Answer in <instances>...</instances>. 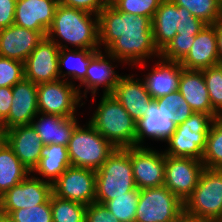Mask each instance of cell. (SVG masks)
I'll return each mask as SVG.
<instances>
[{
  "mask_svg": "<svg viewBox=\"0 0 222 222\" xmlns=\"http://www.w3.org/2000/svg\"><path fill=\"white\" fill-rule=\"evenodd\" d=\"M98 31L100 50L103 45L118 63L142 69L148 59L160 57L148 17L122 13L110 3L98 14Z\"/></svg>",
  "mask_w": 222,
  "mask_h": 222,
  "instance_id": "obj_1",
  "label": "cell"
},
{
  "mask_svg": "<svg viewBox=\"0 0 222 222\" xmlns=\"http://www.w3.org/2000/svg\"><path fill=\"white\" fill-rule=\"evenodd\" d=\"M46 37L60 49L100 50L98 15L59 4Z\"/></svg>",
  "mask_w": 222,
  "mask_h": 222,
  "instance_id": "obj_2",
  "label": "cell"
},
{
  "mask_svg": "<svg viewBox=\"0 0 222 222\" xmlns=\"http://www.w3.org/2000/svg\"><path fill=\"white\" fill-rule=\"evenodd\" d=\"M115 148L135 146L136 122L112 94H103L88 121Z\"/></svg>",
  "mask_w": 222,
  "mask_h": 222,
  "instance_id": "obj_3",
  "label": "cell"
},
{
  "mask_svg": "<svg viewBox=\"0 0 222 222\" xmlns=\"http://www.w3.org/2000/svg\"><path fill=\"white\" fill-rule=\"evenodd\" d=\"M135 188L129 148H116L96 171L95 202L104 204Z\"/></svg>",
  "mask_w": 222,
  "mask_h": 222,
  "instance_id": "obj_4",
  "label": "cell"
},
{
  "mask_svg": "<svg viewBox=\"0 0 222 222\" xmlns=\"http://www.w3.org/2000/svg\"><path fill=\"white\" fill-rule=\"evenodd\" d=\"M67 149L71 166L95 171L116 150L89 122L75 128Z\"/></svg>",
  "mask_w": 222,
  "mask_h": 222,
  "instance_id": "obj_5",
  "label": "cell"
},
{
  "mask_svg": "<svg viewBox=\"0 0 222 222\" xmlns=\"http://www.w3.org/2000/svg\"><path fill=\"white\" fill-rule=\"evenodd\" d=\"M213 119L209 114L194 112L187 120L177 125L175 132L166 141L168 147L164 149V154L201 161Z\"/></svg>",
  "mask_w": 222,
  "mask_h": 222,
  "instance_id": "obj_6",
  "label": "cell"
},
{
  "mask_svg": "<svg viewBox=\"0 0 222 222\" xmlns=\"http://www.w3.org/2000/svg\"><path fill=\"white\" fill-rule=\"evenodd\" d=\"M184 212L197 219L222 216V169H203L197 186L184 203Z\"/></svg>",
  "mask_w": 222,
  "mask_h": 222,
  "instance_id": "obj_7",
  "label": "cell"
},
{
  "mask_svg": "<svg viewBox=\"0 0 222 222\" xmlns=\"http://www.w3.org/2000/svg\"><path fill=\"white\" fill-rule=\"evenodd\" d=\"M184 212V203L165 186L140 190L135 222H167Z\"/></svg>",
  "mask_w": 222,
  "mask_h": 222,
  "instance_id": "obj_8",
  "label": "cell"
},
{
  "mask_svg": "<svg viewBox=\"0 0 222 222\" xmlns=\"http://www.w3.org/2000/svg\"><path fill=\"white\" fill-rule=\"evenodd\" d=\"M39 113L75 117L76 108L84 105L77 86L66 80H56L37 85ZM81 104V105H80ZM79 105V106H78Z\"/></svg>",
  "mask_w": 222,
  "mask_h": 222,
  "instance_id": "obj_9",
  "label": "cell"
},
{
  "mask_svg": "<svg viewBox=\"0 0 222 222\" xmlns=\"http://www.w3.org/2000/svg\"><path fill=\"white\" fill-rule=\"evenodd\" d=\"M52 193L51 183L30 173L0 197V216L7 218L15 210L44 204L50 199Z\"/></svg>",
  "mask_w": 222,
  "mask_h": 222,
  "instance_id": "obj_10",
  "label": "cell"
},
{
  "mask_svg": "<svg viewBox=\"0 0 222 222\" xmlns=\"http://www.w3.org/2000/svg\"><path fill=\"white\" fill-rule=\"evenodd\" d=\"M154 147H129V156L136 187L145 188L164 186L165 182V154L163 151L153 150Z\"/></svg>",
  "mask_w": 222,
  "mask_h": 222,
  "instance_id": "obj_11",
  "label": "cell"
},
{
  "mask_svg": "<svg viewBox=\"0 0 222 222\" xmlns=\"http://www.w3.org/2000/svg\"><path fill=\"white\" fill-rule=\"evenodd\" d=\"M203 169L204 165L198 159L165 155L164 186L185 203L197 186Z\"/></svg>",
  "mask_w": 222,
  "mask_h": 222,
  "instance_id": "obj_12",
  "label": "cell"
},
{
  "mask_svg": "<svg viewBox=\"0 0 222 222\" xmlns=\"http://www.w3.org/2000/svg\"><path fill=\"white\" fill-rule=\"evenodd\" d=\"M52 192L59 198L90 205L95 202L96 171L69 166L53 183Z\"/></svg>",
  "mask_w": 222,
  "mask_h": 222,
  "instance_id": "obj_13",
  "label": "cell"
},
{
  "mask_svg": "<svg viewBox=\"0 0 222 222\" xmlns=\"http://www.w3.org/2000/svg\"><path fill=\"white\" fill-rule=\"evenodd\" d=\"M58 45L44 37L24 62V77L33 83L41 84L60 79Z\"/></svg>",
  "mask_w": 222,
  "mask_h": 222,
  "instance_id": "obj_14",
  "label": "cell"
},
{
  "mask_svg": "<svg viewBox=\"0 0 222 222\" xmlns=\"http://www.w3.org/2000/svg\"><path fill=\"white\" fill-rule=\"evenodd\" d=\"M12 97L9 114L0 123L1 132L16 126L31 125L39 113L36 83L23 78L12 87Z\"/></svg>",
  "mask_w": 222,
  "mask_h": 222,
  "instance_id": "obj_15",
  "label": "cell"
},
{
  "mask_svg": "<svg viewBox=\"0 0 222 222\" xmlns=\"http://www.w3.org/2000/svg\"><path fill=\"white\" fill-rule=\"evenodd\" d=\"M102 53V50H99L90 59L86 76L79 85H77L79 95L82 99L87 98V93H92V103L95 101V95L98 93L99 87L103 86V94H111L121 76L114 69L116 65L114 66L112 64V62L118 60L114 56L109 55L106 51ZM82 86L85 87L84 91H82L83 94L80 90Z\"/></svg>",
  "mask_w": 222,
  "mask_h": 222,
  "instance_id": "obj_16",
  "label": "cell"
},
{
  "mask_svg": "<svg viewBox=\"0 0 222 222\" xmlns=\"http://www.w3.org/2000/svg\"><path fill=\"white\" fill-rule=\"evenodd\" d=\"M2 139L14 151L21 163L32 172L41 158L44 146L32 125L16 126L2 132Z\"/></svg>",
  "mask_w": 222,
  "mask_h": 222,
  "instance_id": "obj_17",
  "label": "cell"
},
{
  "mask_svg": "<svg viewBox=\"0 0 222 222\" xmlns=\"http://www.w3.org/2000/svg\"><path fill=\"white\" fill-rule=\"evenodd\" d=\"M42 31H34L12 24L0 29V57L25 62L26 58L46 37Z\"/></svg>",
  "mask_w": 222,
  "mask_h": 222,
  "instance_id": "obj_18",
  "label": "cell"
},
{
  "mask_svg": "<svg viewBox=\"0 0 222 222\" xmlns=\"http://www.w3.org/2000/svg\"><path fill=\"white\" fill-rule=\"evenodd\" d=\"M134 75L122 76L121 74L111 94L122 104L133 120L138 122L154 99L146 90L142 79L134 78Z\"/></svg>",
  "mask_w": 222,
  "mask_h": 222,
  "instance_id": "obj_19",
  "label": "cell"
},
{
  "mask_svg": "<svg viewBox=\"0 0 222 222\" xmlns=\"http://www.w3.org/2000/svg\"><path fill=\"white\" fill-rule=\"evenodd\" d=\"M58 5L56 0H17L14 24L47 34Z\"/></svg>",
  "mask_w": 222,
  "mask_h": 222,
  "instance_id": "obj_20",
  "label": "cell"
},
{
  "mask_svg": "<svg viewBox=\"0 0 222 222\" xmlns=\"http://www.w3.org/2000/svg\"><path fill=\"white\" fill-rule=\"evenodd\" d=\"M190 70H203L220 64L217 51L216 23L206 24L195 36L189 53L180 62Z\"/></svg>",
  "mask_w": 222,
  "mask_h": 222,
  "instance_id": "obj_21",
  "label": "cell"
},
{
  "mask_svg": "<svg viewBox=\"0 0 222 222\" xmlns=\"http://www.w3.org/2000/svg\"><path fill=\"white\" fill-rule=\"evenodd\" d=\"M155 62L154 67L142 79L153 99L178 91L183 71L180 62L168 61L161 57Z\"/></svg>",
  "mask_w": 222,
  "mask_h": 222,
  "instance_id": "obj_22",
  "label": "cell"
},
{
  "mask_svg": "<svg viewBox=\"0 0 222 222\" xmlns=\"http://www.w3.org/2000/svg\"><path fill=\"white\" fill-rule=\"evenodd\" d=\"M177 124L171 121L153 100L144 116L136 122L135 146H144V139L166 142L175 132Z\"/></svg>",
  "mask_w": 222,
  "mask_h": 222,
  "instance_id": "obj_23",
  "label": "cell"
},
{
  "mask_svg": "<svg viewBox=\"0 0 222 222\" xmlns=\"http://www.w3.org/2000/svg\"><path fill=\"white\" fill-rule=\"evenodd\" d=\"M31 125L44 145L60 144L67 146L79 122L77 116L67 118L60 115L38 113Z\"/></svg>",
  "mask_w": 222,
  "mask_h": 222,
  "instance_id": "obj_24",
  "label": "cell"
},
{
  "mask_svg": "<svg viewBox=\"0 0 222 222\" xmlns=\"http://www.w3.org/2000/svg\"><path fill=\"white\" fill-rule=\"evenodd\" d=\"M178 91L194 112L209 114L213 118L219 117L213 111L202 70L183 68Z\"/></svg>",
  "mask_w": 222,
  "mask_h": 222,
  "instance_id": "obj_25",
  "label": "cell"
},
{
  "mask_svg": "<svg viewBox=\"0 0 222 222\" xmlns=\"http://www.w3.org/2000/svg\"><path fill=\"white\" fill-rule=\"evenodd\" d=\"M180 20V6L162 0L152 19V33L156 48L161 52L174 38Z\"/></svg>",
  "mask_w": 222,
  "mask_h": 222,
  "instance_id": "obj_26",
  "label": "cell"
},
{
  "mask_svg": "<svg viewBox=\"0 0 222 222\" xmlns=\"http://www.w3.org/2000/svg\"><path fill=\"white\" fill-rule=\"evenodd\" d=\"M69 166L67 146L48 144L42 147L40 161L31 173L41 175L42 180L53 185Z\"/></svg>",
  "mask_w": 222,
  "mask_h": 222,
  "instance_id": "obj_27",
  "label": "cell"
},
{
  "mask_svg": "<svg viewBox=\"0 0 222 222\" xmlns=\"http://www.w3.org/2000/svg\"><path fill=\"white\" fill-rule=\"evenodd\" d=\"M31 172L21 163L8 144L0 139V197Z\"/></svg>",
  "mask_w": 222,
  "mask_h": 222,
  "instance_id": "obj_28",
  "label": "cell"
},
{
  "mask_svg": "<svg viewBox=\"0 0 222 222\" xmlns=\"http://www.w3.org/2000/svg\"><path fill=\"white\" fill-rule=\"evenodd\" d=\"M98 51L92 49H60L58 56L60 79L71 83H73V79L74 82L75 80L81 82L86 76L90 59ZM64 66L68 68L66 72L62 70Z\"/></svg>",
  "mask_w": 222,
  "mask_h": 222,
  "instance_id": "obj_29",
  "label": "cell"
},
{
  "mask_svg": "<svg viewBox=\"0 0 222 222\" xmlns=\"http://www.w3.org/2000/svg\"><path fill=\"white\" fill-rule=\"evenodd\" d=\"M201 161L204 168L222 169V117L212 121Z\"/></svg>",
  "mask_w": 222,
  "mask_h": 222,
  "instance_id": "obj_30",
  "label": "cell"
},
{
  "mask_svg": "<svg viewBox=\"0 0 222 222\" xmlns=\"http://www.w3.org/2000/svg\"><path fill=\"white\" fill-rule=\"evenodd\" d=\"M53 222H85L87 205L62 199L53 193L50 196Z\"/></svg>",
  "mask_w": 222,
  "mask_h": 222,
  "instance_id": "obj_31",
  "label": "cell"
},
{
  "mask_svg": "<svg viewBox=\"0 0 222 222\" xmlns=\"http://www.w3.org/2000/svg\"><path fill=\"white\" fill-rule=\"evenodd\" d=\"M177 6L185 7L191 14L206 24L222 20V0H171Z\"/></svg>",
  "mask_w": 222,
  "mask_h": 222,
  "instance_id": "obj_32",
  "label": "cell"
},
{
  "mask_svg": "<svg viewBox=\"0 0 222 222\" xmlns=\"http://www.w3.org/2000/svg\"><path fill=\"white\" fill-rule=\"evenodd\" d=\"M158 108L177 125L187 120L194 111L179 91L154 99Z\"/></svg>",
  "mask_w": 222,
  "mask_h": 222,
  "instance_id": "obj_33",
  "label": "cell"
},
{
  "mask_svg": "<svg viewBox=\"0 0 222 222\" xmlns=\"http://www.w3.org/2000/svg\"><path fill=\"white\" fill-rule=\"evenodd\" d=\"M139 195L140 190L136 187L126 195L106 201L104 205L120 222H135Z\"/></svg>",
  "mask_w": 222,
  "mask_h": 222,
  "instance_id": "obj_34",
  "label": "cell"
},
{
  "mask_svg": "<svg viewBox=\"0 0 222 222\" xmlns=\"http://www.w3.org/2000/svg\"><path fill=\"white\" fill-rule=\"evenodd\" d=\"M213 111L222 117V64L202 70Z\"/></svg>",
  "mask_w": 222,
  "mask_h": 222,
  "instance_id": "obj_35",
  "label": "cell"
},
{
  "mask_svg": "<svg viewBox=\"0 0 222 222\" xmlns=\"http://www.w3.org/2000/svg\"><path fill=\"white\" fill-rule=\"evenodd\" d=\"M162 0H110L120 12L148 17L151 21Z\"/></svg>",
  "mask_w": 222,
  "mask_h": 222,
  "instance_id": "obj_36",
  "label": "cell"
},
{
  "mask_svg": "<svg viewBox=\"0 0 222 222\" xmlns=\"http://www.w3.org/2000/svg\"><path fill=\"white\" fill-rule=\"evenodd\" d=\"M7 219L11 222H53L50 199L35 207L15 210Z\"/></svg>",
  "mask_w": 222,
  "mask_h": 222,
  "instance_id": "obj_37",
  "label": "cell"
},
{
  "mask_svg": "<svg viewBox=\"0 0 222 222\" xmlns=\"http://www.w3.org/2000/svg\"><path fill=\"white\" fill-rule=\"evenodd\" d=\"M195 36L176 34L168 45L160 52V57L174 62H181L189 53Z\"/></svg>",
  "mask_w": 222,
  "mask_h": 222,
  "instance_id": "obj_38",
  "label": "cell"
},
{
  "mask_svg": "<svg viewBox=\"0 0 222 222\" xmlns=\"http://www.w3.org/2000/svg\"><path fill=\"white\" fill-rule=\"evenodd\" d=\"M24 77V63L0 57V87H13Z\"/></svg>",
  "mask_w": 222,
  "mask_h": 222,
  "instance_id": "obj_39",
  "label": "cell"
},
{
  "mask_svg": "<svg viewBox=\"0 0 222 222\" xmlns=\"http://www.w3.org/2000/svg\"><path fill=\"white\" fill-rule=\"evenodd\" d=\"M206 25L201 19L193 16L185 7L180 6V20L176 34L196 36Z\"/></svg>",
  "mask_w": 222,
  "mask_h": 222,
  "instance_id": "obj_40",
  "label": "cell"
},
{
  "mask_svg": "<svg viewBox=\"0 0 222 222\" xmlns=\"http://www.w3.org/2000/svg\"><path fill=\"white\" fill-rule=\"evenodd\" d=\"M85 222H120L104 204L93 202L87 205Z\"/></svg>",
  "mask_w": 222,
  "mask_h": 222,
  "instance_id": "obj_41",
  "label": "cell"
},
{
  "mask_svg": "<svg viewBox=\"0 0 222 222\" xmlns=\"http://www.w3.org/2000/svg\"><path fill=\"white\" fill-rule=\"evenodd\" d=\"M59 4L98 15L105 6L110 4V0H61Z\"/></svg>",
  "mask_w": 222,
  "mask_h": 222,
  "instance_id": "obj_42",
  "label": "cell"
},
{
  "mask_svg": "<svg viewBox=\"0 0 222 222\" xmlns=\"http://www.w3.org/2000/svg\"><path fill=\"white\" fill-rule=\"evenodd\" d=\"M17 0H0V29L14 24Z\"/></svg>",
  "mask_w": 222,
  "mask_h": 222,
  "instance_id": "obj_43",
  "label": "cell"
},
{
  "mask_svg": "<svg viewBox=\"0 0 222 222\" xmlns=\"http://www.w3.org/2000/svg\"><path fill=\"white\" fill-rule=\"evenodd\" d=\"M12 100V88L0 87V123L8 116Z\"/></svg>",
  "mask_w": 222,
  "mask_h": 222,
  "instance_id": "obj_44",
  "label": "cell"
},
{
  "mask_svg": "<svg viewBox=\"0 0 222 222\" xmlns=\"http://www.w3.org/2000/svg\"><path fill=\"white\" fill-rule=\"evenodd\" d=\"M217 51L222 64V20L216 22Z\"/></svg>",
  "mask_w": 222,
  "mask_h": 222,
  "instance_id": "obj_45",
  "label": "cell"
},
{
  "mask_svg": "<svg viewBox=\"0 0 222 222\" xmlns=\"http://www.w3.org/2000/svg\"><path fill=\"white\" fill-rule=\"evenodd\" d=\"M184 222H212V220L193 218V217L188 216V215L184 212Z\"/></svg>",
  "mask_w": 222,
  "mask_h": 222,
  "instance_id": "obj_46",
  "label": "cell"
},
{
  "mask_svg": "<svg viewBox=\"0 0 222 222\" xmlns=\"http://www.w3.org/2000/svg\"><path fill=\"white\" fill-rule=\"evenodd\" d=\"M167 222H184V212L181 215L177 216L176 218L169 220Z\"/></svg>",
  "mask_w": 222,
  "mask_h": 222,
  "instance_id": "obj_47",
  "label": "cell"
},
{
  "mask_svg": "<svg viewBox=\"0 0 222 222\" xmlns=\"http://www.w3.org/2000/svg\"><path fill=\"white\" fill-rule=\"evenodd\" d=\"M0 222H11L6 217L0 216Z\"/></svg>",
  "mask_w": 222,
  "mask_h": 222,
  "instance_id": "obj_48",
  "label": "cell"
},
{
  "mask_svg": "<svg viewBox=\"0 0 222 222\" xmlns=\"http://www.w3.org/2000/svg\"><path fill=\"white\" fill-rule=\"evenodd\" d=\"M212 222H222V216L218 217V218H215V219H212Z\"/></svg>",
  "mask_w": 222,
  "mask_h": 222,
  "instance_id": "obj_49",
  "label": "cell"
},
{
  "mask_svg": "<svg viewBox=\"0 0 222 222\" xmlns=\"http://www.w3.org/2000/svg\"><path fill=\"white\" fill-rule=\"evenodd\" d=\"M2 138V132H1V129H0V139Z\"/></svg>",
  "mask_w": 222,
  "mask_h": 222,
  "instance_id": "obj_50",
  "label": "cell"
}]
</instances>
